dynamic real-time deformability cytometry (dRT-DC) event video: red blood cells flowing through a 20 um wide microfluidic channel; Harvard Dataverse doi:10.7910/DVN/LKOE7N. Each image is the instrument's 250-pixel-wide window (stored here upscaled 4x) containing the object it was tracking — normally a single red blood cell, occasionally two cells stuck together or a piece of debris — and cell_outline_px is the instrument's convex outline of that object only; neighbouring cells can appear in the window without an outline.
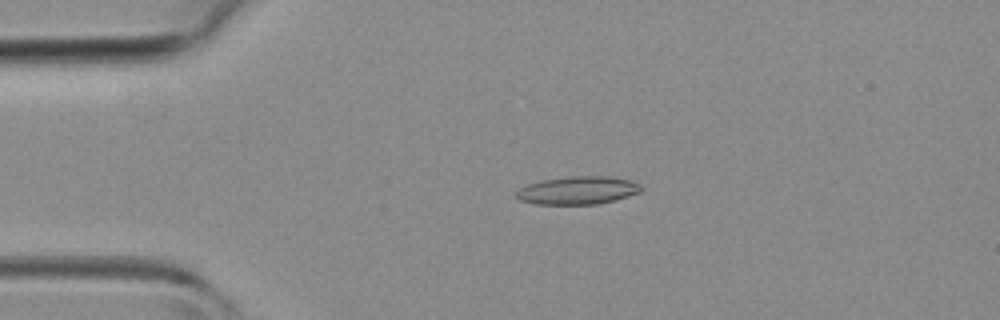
{"species": "common noctule bat (a hibernating species)", "species_latin": "Nyctalus noctula", "temperature_condition": "room temperature", "stored_images_in_passage": 20, "camera_frame_rate_fps": 3000, "um_per_image_px": 0.085, "animal": {"sex": "female", "body_mass_g": 19.3, "forearm_length_mm": 54.1}, "frame": {"image": 1, "passage_image": 8, "time_ms": 2.333, "image_size_px": [1000, 320], "cell_outline_px": [[644, 188], [640, 192], [628, 196], [596, 204], [536, 204], [520, 200], [516, 196], [516, 192], [520, 188], [528, 184], [540, 180], [572, 176], [608, 176], [632, 180], [640, 184]], "centroid_in_image_um": [49.13, 16.17], "position_along_channel_um": 35.9, "area_um2": 20.35}}
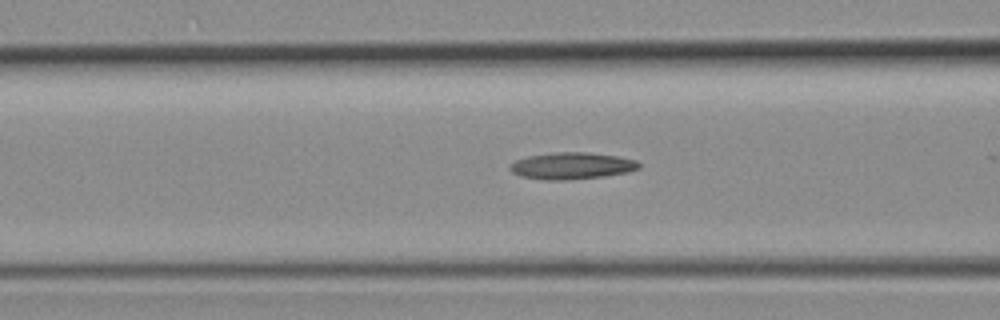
{"frame": {"image": 2, "passage_image": 15, "time_ms": 4.667, "image_size_px": [1000, 320], "cell_outline_px": [[640, 168], [628, 172], [604, 176], [564, 180], [544, 180], [520, 176], [512, 172], [508, 168], [516, 160], [528, 156], [556, 152], [588, 152], [616, 156], [636, 160], [640, 164]], "centroid_in_image_um": [48.6, 14.09], "position_along_channel_um": 118.0, "area_um2": 20.06}}
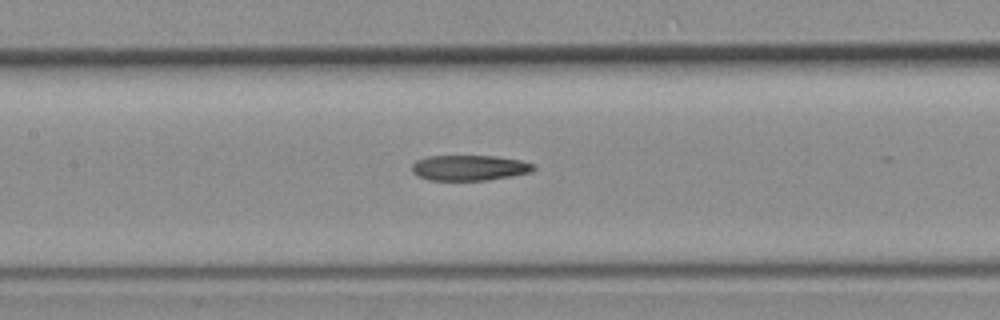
{"frame": {"image": 3, "passage_image": 18, "time_ms": 5.667, "image_size_px": [1000, 320], "cell_outline_px": [[536, 168], [532, 172], [512, 176], [488, 180], [428, 180], [416, 176], [412, 172], [412, 164], [416, 160], [428, 156], [496, 156], [520, 160], [536, 164]], "centroid_in_image_um": [39.91, 14.26], "position_along_channel_um": 167.5, "area_um2": 18.26}}